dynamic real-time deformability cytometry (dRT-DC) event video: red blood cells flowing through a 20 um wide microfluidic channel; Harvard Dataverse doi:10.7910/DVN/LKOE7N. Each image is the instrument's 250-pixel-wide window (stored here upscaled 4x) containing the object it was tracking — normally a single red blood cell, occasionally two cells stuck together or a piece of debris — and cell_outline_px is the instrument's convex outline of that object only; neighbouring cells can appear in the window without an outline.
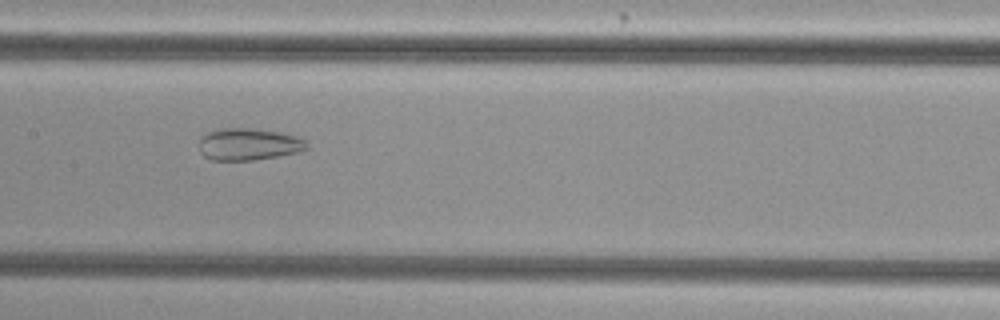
{"species": "common noctule bat (a hibernating species)", "species_latin": "Nyctalus noctula", "temperature_condition": "cold", "stored_images_in_passage": 54, "camera_frame_rate_fps": 3000, "um_per_image_px": 0.085, "animal": {"sex": "female", "body_mass_g": 29.2, "forearm_length_mm": 56.3}, "frame": {"image": 1, "passage_image": 27, "time_ms": 8.667, "image_size_px": [1000, 320], "cell_outline_px": [[308, 148], [300, 152], [252, 160], [212, 160], [204, 156], [200, 152], [200, 140], [208, 132], [220, 128], [256, 128], [280, 132], [296, 136], [304, 140], [308, 144]], "centroid_in_image_um": [21.15, 12.25], "position_along_channel_um": 186.2, "area_um2": 20.06}}
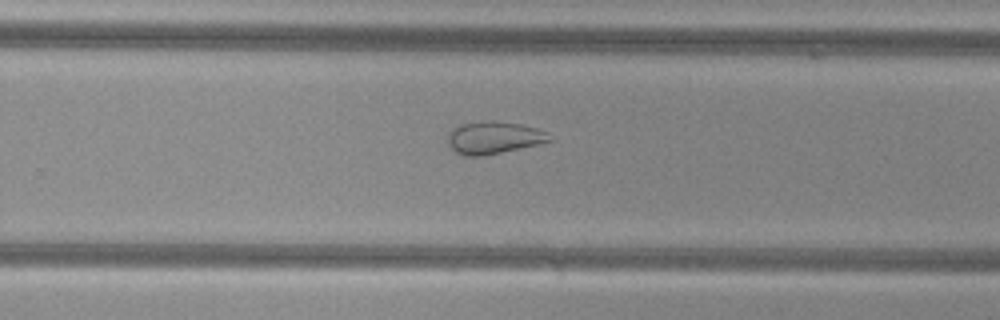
{"frame": {"image": 2, "passage_image": 35, "time_ms": 11.333, "image_size_px": [1000, 320], "cell_outline_px": [[552, 140], [540, 144], [484, 156], [464, 156], [456, 152], [448, 144], [448, 132], [452, 128], [460, 124], [488, 120], [492, 120], [520, 124], [536, 128], [548, 132]], "centroid_in_image_um": [41.96, 11.7], "position_along_channel_um": 287.8, "area_um2": 19.36}}
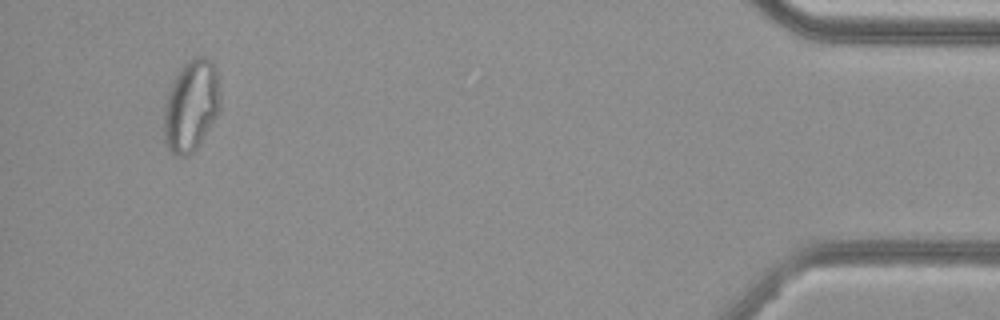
{"frame": {"image": 3, "passage_image": 51, "time_ms": 16.667, "image_size_px": [1000, 320], "cell_outline_px": [[220, 108], [216, 116], [204, 136], [196, 148], [188, 156], [176, 156], [168, 148], [164, 140], [164, 104], [168, 92], [180, 68], [192, 56], [204, 56], [212, 60], [216, 68], [220, 96]], "centroid_in_image_um": [16.25, 8.96], "position_along_channel_um": 419.0, "area_um2": 30.06}, "authors_computed_cell_mechanics": {"area_um2": 28.5821, "velocity_mm_per_s": 3.8221, "shape_relaxation_time_tau1_ms": null, "shape_relaxation_time_tau2_ms": 1.3747, "deformation_change_tau1": null, "deformation_change_tau2": 0.0741}}